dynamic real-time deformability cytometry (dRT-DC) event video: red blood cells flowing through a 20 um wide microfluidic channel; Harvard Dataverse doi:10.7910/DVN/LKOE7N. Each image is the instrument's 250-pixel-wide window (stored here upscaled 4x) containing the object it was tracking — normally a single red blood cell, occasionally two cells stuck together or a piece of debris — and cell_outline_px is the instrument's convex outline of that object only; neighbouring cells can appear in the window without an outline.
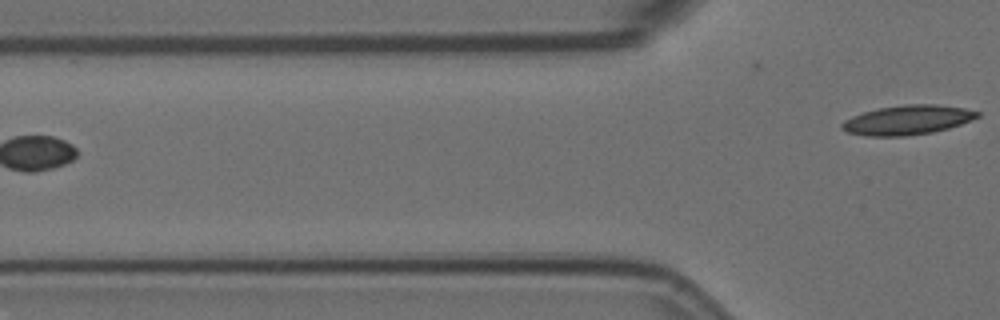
{"species": "Egyptian fruit bat (a non-hibernating species)", "species_latin": "Rousettus aegyptiacus", "temperature_condition": "room temperature", "stored_images_in_passage": 6, "camera_frame_rate_fps": 3000, "um_per_image_px": 0.085, "animal": {"sex": "female"}, "frame": {"image": 1, "passage_image": 6, "time_ms": 1.667, "image_size_px": [1000, 320], "cell_outline_px": [[980, 116], [972, 120], [948, 128], [932, 132], [904, 136], [868, 136], [848, 132], [840, 128], [840, 124], [844, 120], [852, 116], [864, 112], [880, 108], [904, 104], [936, 104], [964, 108], [980, 112]], "centroid_in_image_um": [77.13, 10.19], "position_along_channel_um": 48.7, "area_um2": 23.18}}